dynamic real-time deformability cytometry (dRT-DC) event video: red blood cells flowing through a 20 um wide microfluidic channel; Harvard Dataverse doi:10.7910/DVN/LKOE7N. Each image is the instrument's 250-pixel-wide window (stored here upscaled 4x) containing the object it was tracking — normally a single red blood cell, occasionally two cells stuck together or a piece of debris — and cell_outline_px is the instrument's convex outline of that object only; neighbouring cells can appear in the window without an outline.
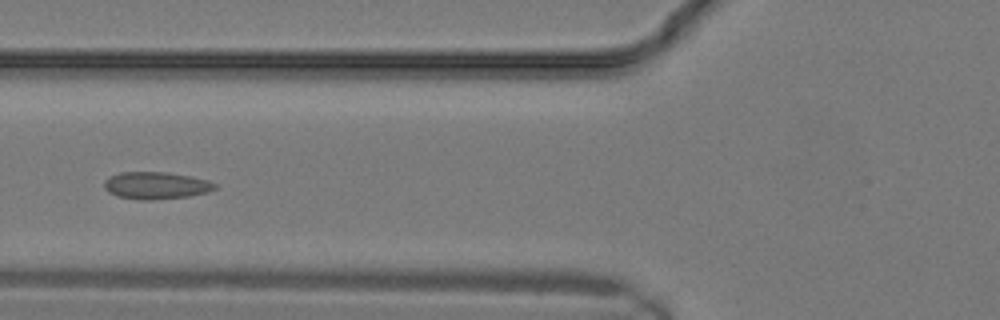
{"species": "common noctule bat (a hibernating species)", "species_latin": "Nyctalus noctula", "temperature_condition": "warm", "stored_images_in_passage": 11, "camera_frame_rate_fps": 3000, "um_per_image_px": 0.085, "animal": {"sex": "male", "body_mass_g": 19.2, "forearm_length_mm": 51.8}, "frame": {"image": 1, "passage_image": 10, "time_ms": 3.0, "image_size_px": [1000, 320], "cell_outline_px": [[216, 188], [208, 192], [188, 196], [152, 200], [136, 200], [116, 196], [108, 192], [104, 188], [104, 180], [108, 176], [120, 172], [168, 172], [192, 176], [208, 180], [216, 184]], "centroid_in_image_um": [13.23, 15.76], "position_along_channel_um": 112.6, "area_um2": 17.8}}